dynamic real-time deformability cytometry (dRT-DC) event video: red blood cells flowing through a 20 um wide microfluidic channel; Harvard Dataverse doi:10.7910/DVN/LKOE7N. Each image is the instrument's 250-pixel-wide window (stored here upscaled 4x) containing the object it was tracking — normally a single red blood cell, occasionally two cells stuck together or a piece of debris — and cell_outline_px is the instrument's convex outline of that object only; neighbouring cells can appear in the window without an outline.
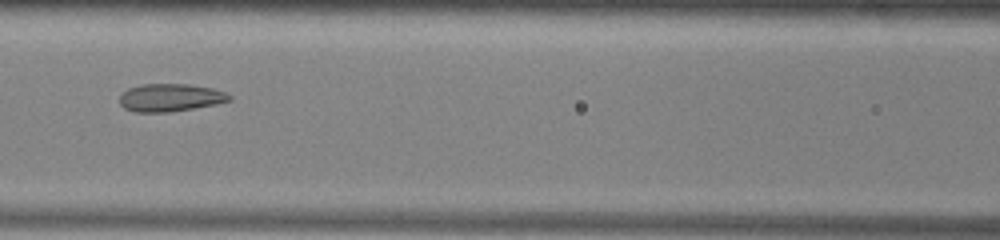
{"species": "common noctule bat (a hibernating species)", "species_latin": "Nyctalus noctula", "temperature_condition": "warm", "stored_images_in_passage": 35, "camera_frame_rate_fps": 3000, "um_per_image_px": 0.085, "animal": {"sex": "male", "body_mass_g": 13.0, "forearm_length_mm": 53.1}, "frame": {"image": 1, "passage_image": 12, "time_ms": 3.667, "image_size_px": [1000, 240], "cell_outline_px": [[232, 100], [216, 104], [172, 112], [136, 112], [124, 108], [120, 104], [120, 96], [128, 88], [144, 84], [188, 84], [212, 88], [224, 92], [232, 96]], "centroid_in_image_um": [14.49, 8.3], "position_along_channel_um": 152.1, "area_um2": 17.74}}
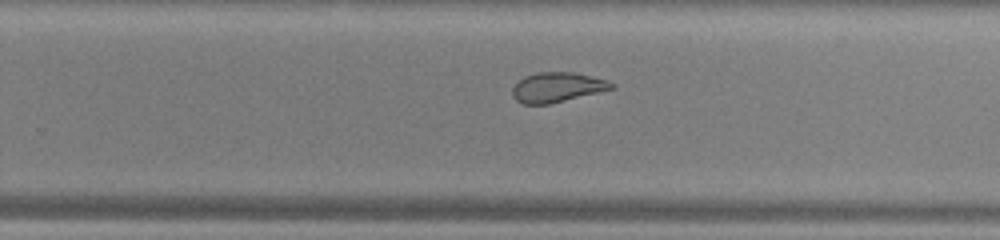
{"frame": {"image": 2, "passage_image": 22, "time_ms": 7.0, "image_size_px": [1000, 240], "cell_outline_px": [[616, 88], [548, 104], [524, 104], [516, 100], [512, 96], [512, 88], [524, 76], [536, 72], [572, 72], [608, 80], [616, 84]], "centroid_in_image_um": [47.37, 7.41], "position_along_channel_um": 282.4, "area_um2": 17.17}}
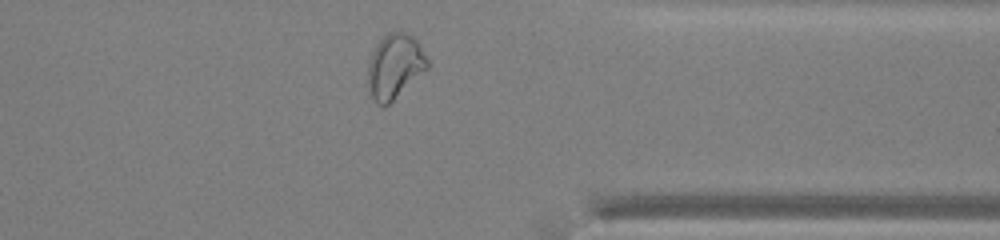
{"frame": {"image": 3, "passage_image": 30, "time_ms": 9.667, "image_size_px": [1000, 240], "cell_outline_px": [[428, 68], [388, 104], [376, 104], [368, 88], [368, 60], [376, 44], [388, 32], [404, 32], [412, 36], [416, 40], [428, 60]], "centroid_in_image_um": [33.53, 5.62], "position_along_channel_um": 377.9, "area_um2": 22.02}, "authors_computed_cell_mechanics": {"area_um2": 18.3226, "velocity_mm_per_s": 3.9223, "shape_relaxation_time_tau1_ms": null, "shape_relaxation_time_tau2_ms": 1.7618, "deformation_change_tau1": null, "deformation_change_tau2": 0.0882}}